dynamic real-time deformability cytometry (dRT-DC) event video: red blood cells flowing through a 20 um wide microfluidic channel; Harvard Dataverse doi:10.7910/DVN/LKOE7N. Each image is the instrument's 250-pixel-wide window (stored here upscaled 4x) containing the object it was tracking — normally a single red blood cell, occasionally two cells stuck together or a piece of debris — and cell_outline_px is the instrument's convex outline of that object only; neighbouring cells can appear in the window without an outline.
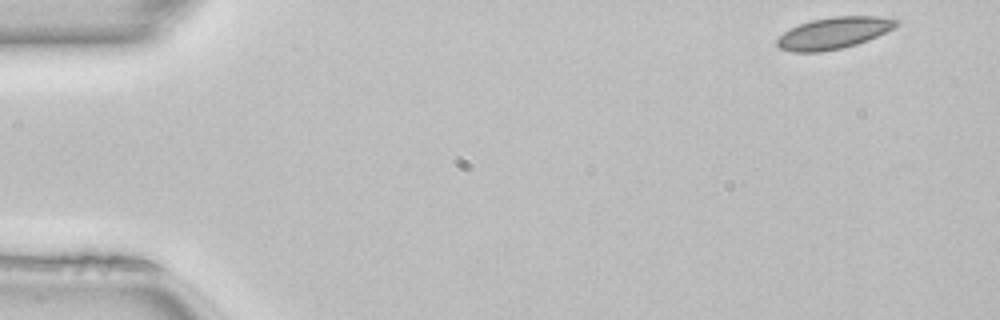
{"species": "common noctule bat (a hibernating species)", "species_latin": "Nyctalus noctula", "temperature_condition": "room temperature", "stored_images_in_passage": 48, "camera_frame_rate_fps": 3000, "um_per_image_px": 0.085, "animal": {"sex": "female", "body_mass_g": 22.7, "forearm_length_mm": 54.2}, "frame": {"image": 1, "passage_image": 1, "time_ms": 0.0, "image_size_px": [1000, 320], "cell_outline_px": [[900, 24], [868, 40], [856, 44], [840, 48], [820, 52], [792, 52], [780, 48], [776, 44], [776, 40], [784, 32], [800, 24], [812, 20], [832, 16], [880, 16], [900, 20]], "centroid_in_image_um": [70.87, 2.8], "position_along_channel_um": 14.1, "area_um2": 21.79}}
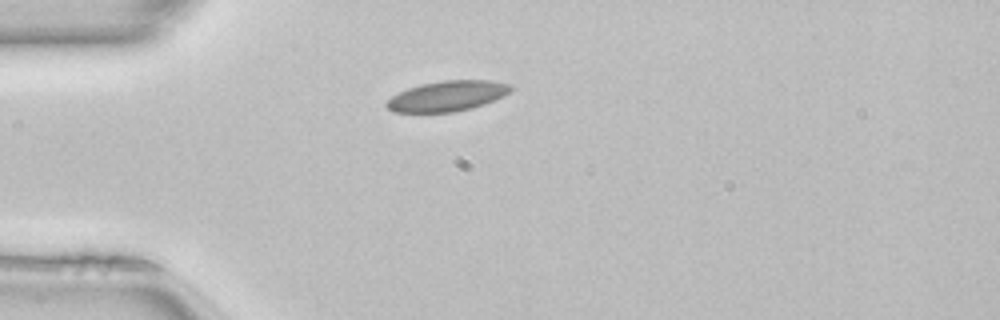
{"frame": {"image": 2, "passage_image": 11, "time_ms": 3.333, "image_size_px": [1000, 320], "cell_outline_px": [[512, 92], [504, 96], [484, 104], [472, 108], [452, 112], [392, 112], [384, 104], [392, 96], [408, 88], [420, 84], [440, 80], [492, 80], [512, 84]], "centroid_in_image_um": [38.06, 8.15], "position_along_channel_um": 46.9, "area_um2": 22.14}}
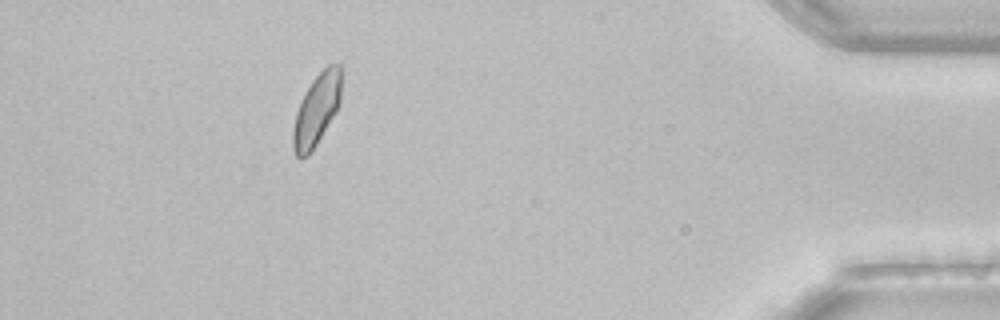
{"frame": {"image": 3, "passage_image": 43, "time_ms": 14.0, "image_size_px": [1000, 320], "cell_outline_px": [[344, 72], [340, 104], [336, 112], [316, 144], [308, 156], [300, 160], [296, 156], [292, 148], [292, 128], [296, 112], [300, 100], [304, 92], [312, 80], [328, 64], [340, 64], [344, 68]], "centroid_in_image_um": [26.94, 9.28], "position_along_channel_um": 408.3, "area_um2": 20.87}, "authors_computed_cell_mechanics": {"area_um2": 20.9814, "velocity_mm_per_s": 4.0649, "shape_relaxation_time_tau1_ms": 5.7905, "shape_relaxation_time_tau2_ms": null, "deformation_change_tau1": 0.0973, "deformation_change_tau2": null}}